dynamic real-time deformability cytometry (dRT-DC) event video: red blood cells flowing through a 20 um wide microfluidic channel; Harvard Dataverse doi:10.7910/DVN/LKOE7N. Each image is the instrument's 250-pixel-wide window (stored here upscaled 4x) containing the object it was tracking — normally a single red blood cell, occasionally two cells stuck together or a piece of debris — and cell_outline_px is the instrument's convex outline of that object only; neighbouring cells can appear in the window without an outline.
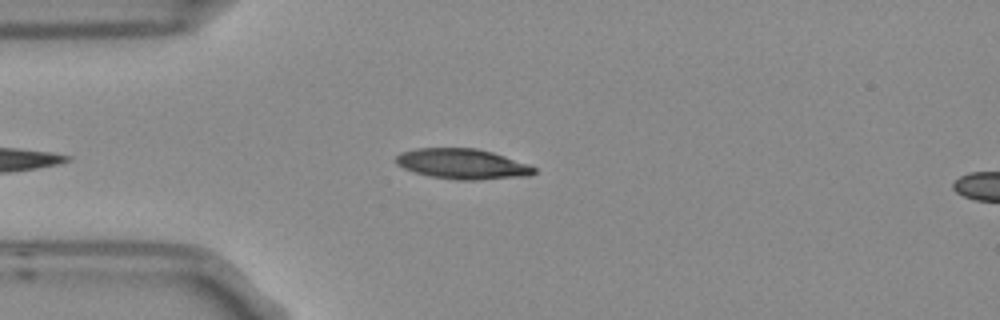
{"species": "Egyptian fruit bat (a non-hibernating species)", "species_latin": "Rousettus aegyptiacus", "temperature_condition": "room temperature", "stored_images_in_passage": 5, "camera_frame_rate_fps": 3000, "um_per_image_px": 0.085, "frame": {"image": 1, "passage_image": 4, "time_ms": 1.0, "image_size_px": [1000, 320], "cell_outline_px": [[536, 172], [528, 176], [472, 180], [456, 180], [432, 176], [416, 172], [404, 168], [396, 164], [396, 156], [400, 152], [416, 148], [476, 148], [492, 152], [528, 164], [536, 168]], "centroid_in_image_um": [39.3, 13.93], "position_along_channel_um": 45.7, "area_um2": 24.22}}